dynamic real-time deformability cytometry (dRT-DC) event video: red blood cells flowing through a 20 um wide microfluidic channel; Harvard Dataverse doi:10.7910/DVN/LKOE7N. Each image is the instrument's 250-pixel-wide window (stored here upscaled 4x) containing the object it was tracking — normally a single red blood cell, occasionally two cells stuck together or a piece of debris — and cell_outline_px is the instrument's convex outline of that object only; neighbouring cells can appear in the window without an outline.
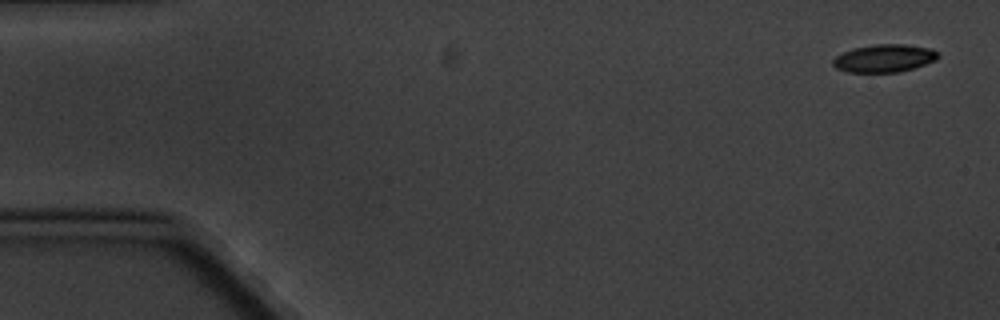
{"species": "common noctule bat (a hibernating species)", "species_latin": "Nyctalus noctula", "temperature_condition": "cold", "stored_images_in_passage": 6, "segment_of_instrument_passage": [1, 2], "camera_frame_rate_fps": 3000, "um_per_image_px": 0.085, "animal": {"sex": "male", "body_mass_g": 20.1, "forearm_length_mm": 53.5}, "frame": {"image": 1, "passage_image": 1, "time_ms": 0.0, "image_size_px": [1000, 320], "cell_outline_px": [[940, 56], [936, 60], [900, 72], [848, 72], [836, 68], [832, 64], [832, 60], [836, 56], [852, 48], [876, 44], [904, 44], [932, 48]], "centroid_in_image_um": [75.15, 4.95], "position_along_channel_um": 9.8, "area_um2": 16.99}}
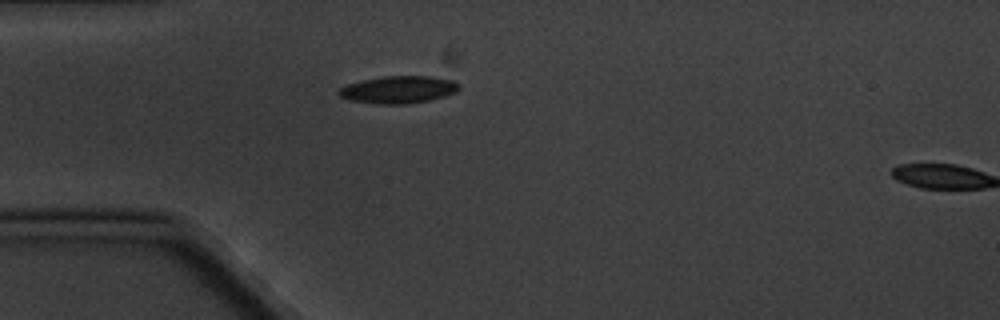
{"frame": {"image": 2, "passage_image": 5, "time_ms": 4.667, "image_size_px": [1000, 320], "cell_outline_px": [[460, 88], [456, 92], [444, 96], [428, 100], [408, 104], [376, 104], [352, 100], [340, 96], [336, 92], [344, 84], [360, 80], [380, 76], [428, 76], [452, 80], [460, 84]], "centroid_in_image_um": [33.83, 7.61], "position_along_channel_um": 51.2, "area_um2": 19.31}}